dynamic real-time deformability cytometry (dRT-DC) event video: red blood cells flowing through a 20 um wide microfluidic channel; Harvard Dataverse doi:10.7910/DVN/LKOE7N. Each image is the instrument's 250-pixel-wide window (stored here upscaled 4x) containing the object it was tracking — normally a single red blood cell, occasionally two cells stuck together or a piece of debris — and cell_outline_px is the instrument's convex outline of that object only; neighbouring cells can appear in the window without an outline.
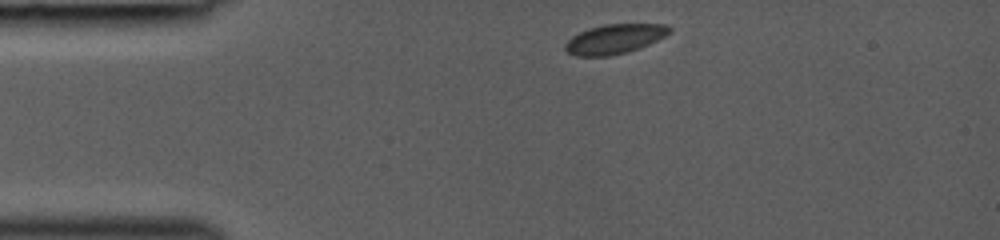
{"species": "common noctule bat (a hibernating species)", "species_latin": "Nyctalus noctula", "temperature_condition": "room temperature", "stored_images_in_passage": 33, "camera_frame_rate_fps": 3000, "um_per_image_px": 0.085, "animal": {"sex": "female", "body_mass_g": 19.0, "forearm_length_mm": 53.3}, "frame": {"image": 1, "passage_image": 1, "time_ms": 0.0, "image_size_px": [1000, 240], "cell_outline_px": [[672, 32], [648, 44], [628, 52], [608, 56], [576, 56], [568, 52], [564, 48], [564, 44], [572, 36], [588, 28], [604, 24], [668, 24], [672, 28]], "centroid_in_image_um": [52.24, 3.3], "position_along_channel_um": 32.8, "area_um2": 17.98}}
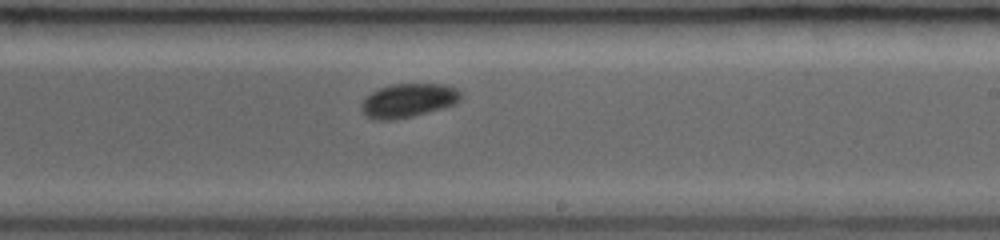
{"frame": {"image": 2, "passage_image": 19, "time_ms": 6.0, "image_size_px": [1000, 240], "cell_outline_px": [[460, 100], [456, 104], [444, 108], [412, 116], [392, 120], [372, 120], [364, 112], [360, 104], [372, 92], [380, 88], [392, 84], [448, 84], [456, 88], [460, 92]], "centroid_in_image_um": [34.73, 8.54], "position_along_channel_um": 254.3, "area_um2": 19.54}}
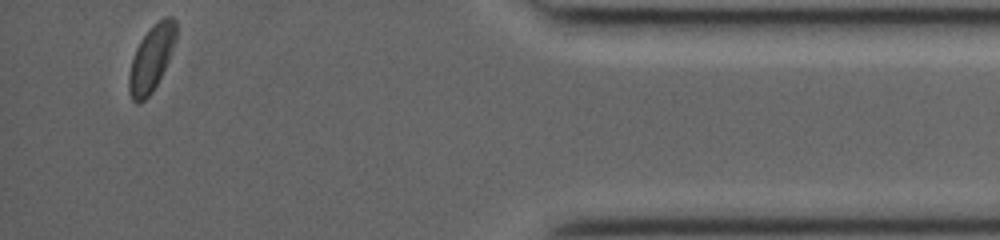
{"frame": {"image": 3, "passage_image": 33, "time_ms": 10.667, "image_size_px": [1000, 240], "cell_outline_px": [[176, 40], [172, 52], [152, 92], [144, 100], [136, 104], [132, 100], [128, 92], [128, 76], [132, 60], [136, 48], [140, 40], [164, 16], [172, 16], [176, 20]], "centroid_in_image_um": [12.86, 4.98], "position_along_channel_um": 422.3, "area_um2": 17.8}}